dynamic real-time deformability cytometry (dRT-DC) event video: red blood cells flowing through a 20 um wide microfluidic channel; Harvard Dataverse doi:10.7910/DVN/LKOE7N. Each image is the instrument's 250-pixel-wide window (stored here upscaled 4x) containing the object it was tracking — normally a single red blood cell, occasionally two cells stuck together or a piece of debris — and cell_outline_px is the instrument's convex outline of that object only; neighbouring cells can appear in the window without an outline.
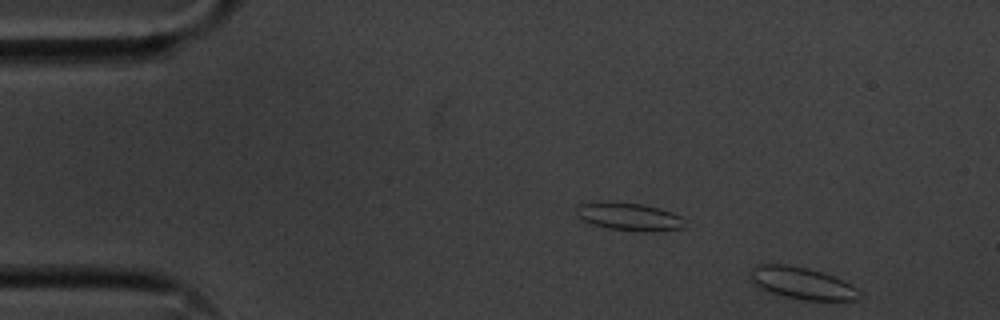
{"species": "common noctule bat (a hibernating species)", "species_latin": "Nyctalus noctula", "temperature_condition": "cold", "stored_images_in_passage": 10, "segment_of_instrument_passage": [2, 2], "camera_frame_rate_fps": 3000, "um_per_image_px": 0.085, "animal": {"sex": "male", "body_mass_g": 20.1, "forearm_length_mm": 53.5}, "frame": {"image": 1, "passage_image": 10, "time_ms": 3.0, "image_size_px": [1000, 320], "cell_outline_px": [[860, 296], [856, 300], [804, 300], [784, 296], [768, 292], [756, 288], [748, 280], [748, 276], [752, 268], [756, 264], [784, 264], [808, 268], [832, 276], [856, 288], [860, 292]], "centroid_in_image_um": [68.04, 24.07], "position_along_channel_um": 17.0, "area_um2": 20.4}}